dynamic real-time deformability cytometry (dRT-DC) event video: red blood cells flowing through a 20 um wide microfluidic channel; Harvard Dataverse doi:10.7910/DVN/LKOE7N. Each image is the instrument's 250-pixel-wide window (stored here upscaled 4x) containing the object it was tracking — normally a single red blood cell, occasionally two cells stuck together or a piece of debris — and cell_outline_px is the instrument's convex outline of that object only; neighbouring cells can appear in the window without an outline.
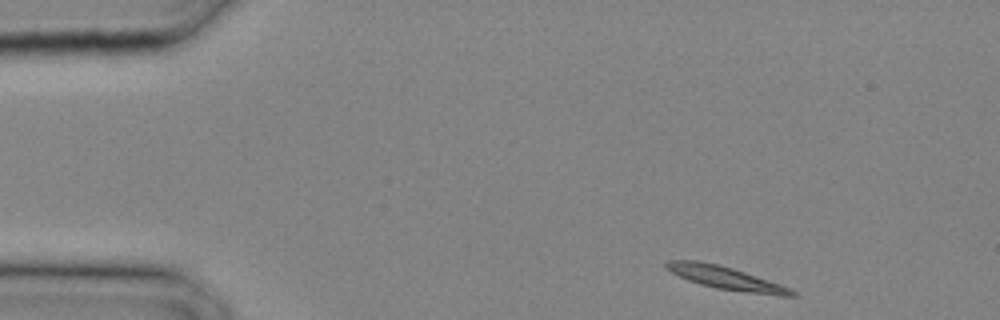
{"species": "common noctule bat (a hibernating species)", "species_latin": "Nyctalus noctula", "temperature_condition": "cold", "stored_images_in_passage": 12, "camera_frame_rate_fps": 3000, "um_per_image_px": 0.085, "animal": {"sex": "male", "body_mass_g": 20.4}, "frame": {"image": 1, "passage_image": 1, "time_ms": 0.0, "image_size_px": [1000, 320], "cell_outline_px": [[796, 296], [780, 296], [716, 288], [700, 284], [688, 280], [664, 268], [664, 264], [668, 260], [700, 260], [720, 264], [792, 288], [796, 292]], "centroid_in_image_um": [61.69, 23.61], "position_along_channel_um": 23.3, "area_um2": 16.76}}
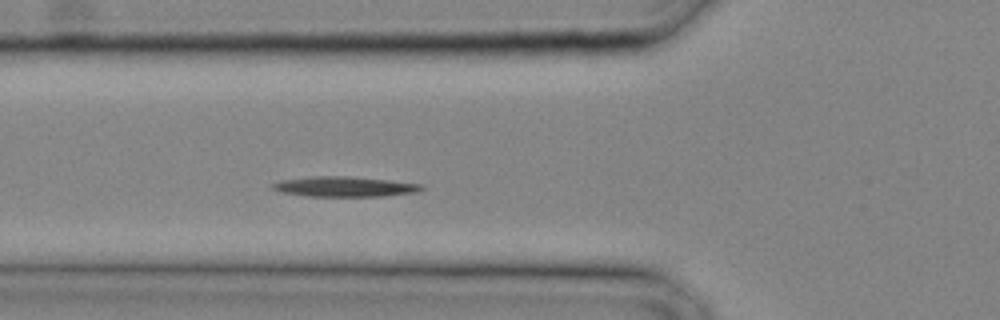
{"frame": {"image": 2, "passage_image": 8, "time_ms": 2.333, "image_size_px": [1000, 320], "cell_outline_px": [[424, 188], [420, 192], [380, 196], [308, 196], [284, 192], [272, 188], [272, 184], [284, 180], [312, 176], [348, 176], [388, 180], [424, 184]], "centroid_in_image_um": [29.38, 15.86], "position_along_channel_um": 96.4, "area_um2": 17.28}}
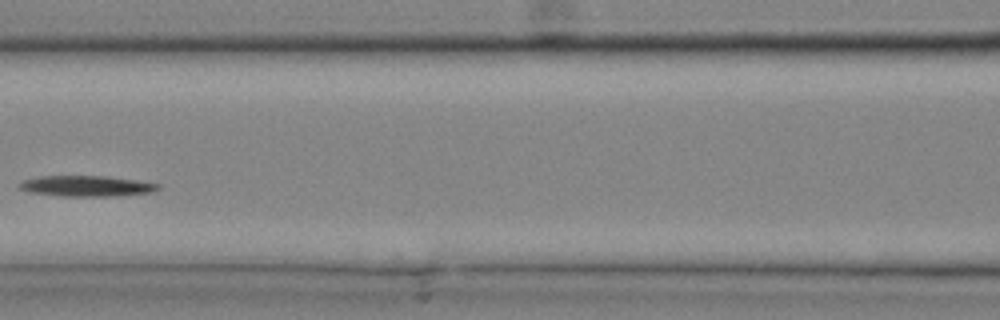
{"frame": {"image": 3, "passage_image": 11, "time_ms": 3.333, "image_size_px": [1000, 320], "cell_outline_px": [[160, 188], [152, 192], [112, 196], [60, 196], [28, 192], [20, 188], [20, 180], [40, 176], [108, 176], [136, 180], [160, 184]], "centroid_in_image_um": [7.33, 15.81], "position_along_channel_um": 159.3, "area_um2": 16.76}}